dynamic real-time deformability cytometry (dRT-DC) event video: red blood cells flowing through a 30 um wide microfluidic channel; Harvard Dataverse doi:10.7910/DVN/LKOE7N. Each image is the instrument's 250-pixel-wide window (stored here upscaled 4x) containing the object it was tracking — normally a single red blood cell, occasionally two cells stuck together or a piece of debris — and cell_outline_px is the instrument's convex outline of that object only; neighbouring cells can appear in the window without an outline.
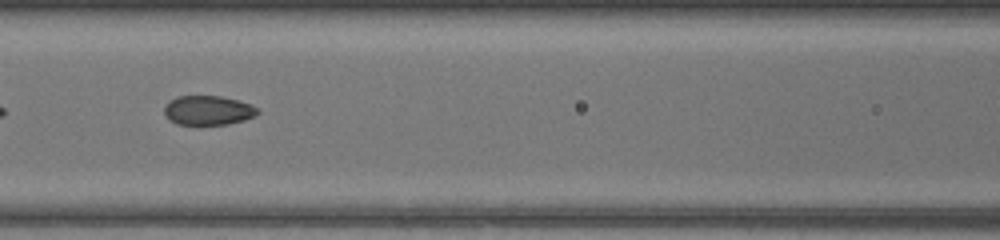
{"species": "common noctule bat (a hibernating species)", "species_latin": "Nyctalus noctula", "temperature_condition": "warm", "stored_images_in_passage": 14, "camera_frame_rate_fps": 3000, "um_per_image_px": 0.085, "animal": {"sex": "female", "body_mass_g": 17.0, "forearm_length_mm": 48.0}, "frame": {"image": 1, "passage_image": 7, "time_ms": 2.0, "image_size_px": [1000, 240], "cell_outline_px": [[260, 112], [256, 116], [244, 120], [228, 124], [176, 124], [168, 120], [164, 112], [164, 104], [168, 100], [176, 96], [220, 96], [240, 100], [252, 104]], "centroid_in_image_um": [17.67, 9.37], "position_along_channel_um": 148.9, "area_um2": 16.24}}